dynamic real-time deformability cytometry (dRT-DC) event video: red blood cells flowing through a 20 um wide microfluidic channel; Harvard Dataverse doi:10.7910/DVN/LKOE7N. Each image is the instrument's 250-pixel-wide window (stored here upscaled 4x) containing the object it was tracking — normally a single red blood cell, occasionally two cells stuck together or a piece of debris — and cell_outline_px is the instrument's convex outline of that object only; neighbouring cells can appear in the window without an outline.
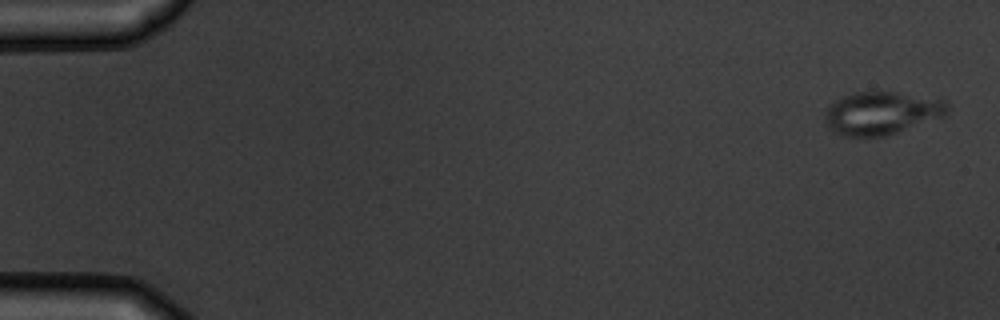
{"species": "common noctule bat (a hibernating species)", "species_latin": "Nyctalus noctula", "temperature_condition": "warm", "stored_images_in_passage": 4, "camera_frame_rate_fps": 3000, "um_per_image_px": 0.085, "animal": {"sex": "male", "body_mass_g": 19.5, "forearm_length_mm": 54.6}, "frame": {"image": 1, "passage_image": 1, "time_ms": 0.0, "image_size_px": [1000, 320], "cell_outline_px": [[948, 112], [944, 116], [884, 136], [844, 136], [832, 132], [828, 128], [824, 120], [824, 112], [828, 104], [844, 96], [856, 92], [892, 92], [940, 96], [948, 100]], "centroid_in_image_um": [74.96, 9.58], "position_along_channel_um": 10.0, "area_um2": 31.15}}